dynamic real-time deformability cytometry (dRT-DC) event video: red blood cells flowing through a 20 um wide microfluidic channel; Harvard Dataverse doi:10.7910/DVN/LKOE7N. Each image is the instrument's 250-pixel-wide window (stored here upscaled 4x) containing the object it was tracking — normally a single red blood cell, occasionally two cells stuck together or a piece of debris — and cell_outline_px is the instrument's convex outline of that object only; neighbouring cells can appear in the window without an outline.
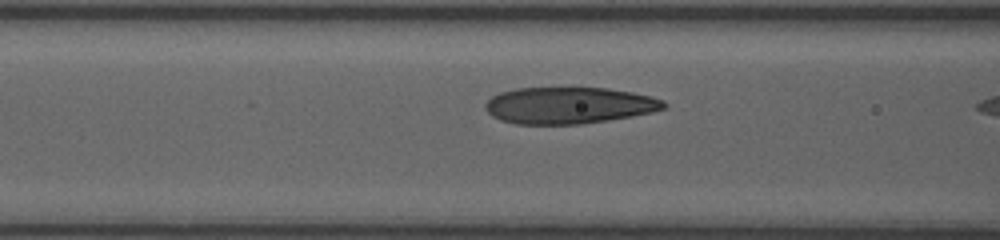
{"species": "human", "species_latin": "Homo sapiens", "temperature_condition": "room temperature", "stored_images_in_passage": 14, "camera_frame_rate_fps": 3000, "um_per_image_px": 0.085, "donor": {"sex": "female"}, "frame": {"image": 1, "passage_image": 12, "time_ms": 3.667, "image_size_px": [1000, 240], "cell_outline_px": [[668, 104], [664, 108], [652, 112], [632, 116], [608, 120], [580, 124], [516, 124], [500, 120], [492, 116], [484, 108], [484, 104], [492, 96], [500, 92], [516, 88], [608, 88], [632, 92], [652, 96], [664, 100]], "centroid_in_image_um": [48.36, 8.96], "position_along_channel_um": 118.2, "area_um2": 38.21}}